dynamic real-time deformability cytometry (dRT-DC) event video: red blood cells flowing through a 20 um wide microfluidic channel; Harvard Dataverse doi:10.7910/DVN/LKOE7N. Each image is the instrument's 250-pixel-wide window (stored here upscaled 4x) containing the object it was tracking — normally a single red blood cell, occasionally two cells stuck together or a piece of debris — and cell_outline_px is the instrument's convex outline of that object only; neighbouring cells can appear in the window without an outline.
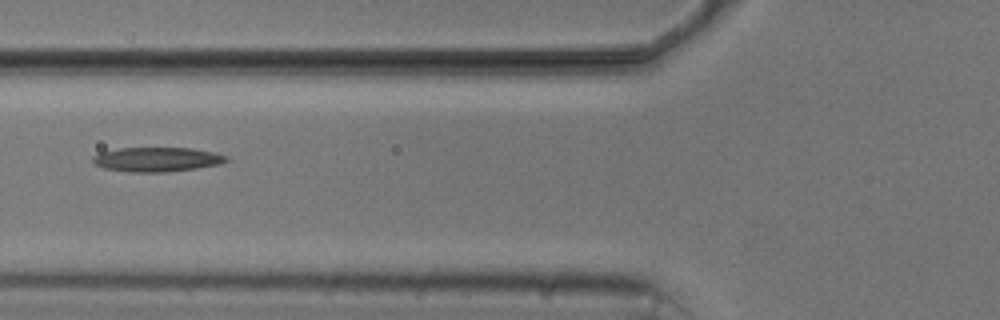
{"species": "common noctule bat (a hibernating species)", "species_latin": "Nyctalus noctula", "temperature_condition": "cold", "stored_images_in_passage": 6, "camera_frame_rate_fps": 3000, "um_per_image_px": 0.085, "animal": {"sex": "male", "body_mass_g": 20.5, "forearm_length_mm": 52.5}, "frame": {"image": 1, "passage_image": 3, "time_ms": 2.333, "image_size_px": [1000, 320], "cell_outline_px": [[228, 160], [220, 164], [196, 168], [164, 172], [128, 172], [104, 168], [96, 164], [92, 160], [92, 156], [100, 152], [120, 148], [192, 148], [212, 152], [228, 156]], "centroid_in_image_um": [13.33, 13.55], "position_along_channel_um": 112.5, "area_um2": 18.9}}
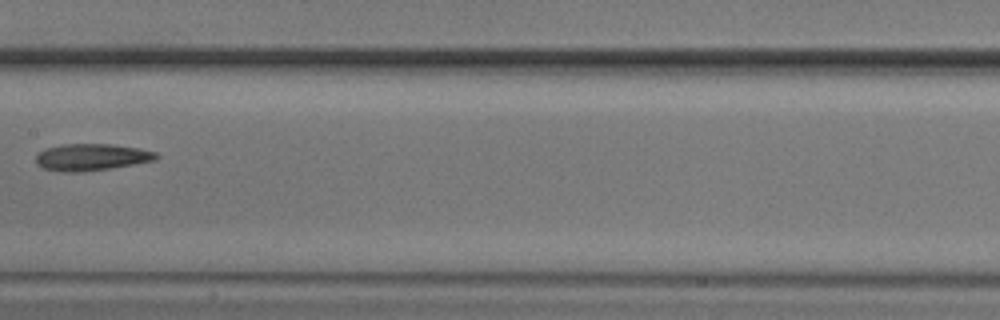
{"frame": {"image": 2, "passage_image": 5, "time_ms": 4.667, "image_size_px": [1000, 320], "cell_outline_px": [[160, 156], [156, 160], [112, 168], [76, 172], [64, 172], [44, 168], [36, 164], [36, 156], [44, 148], [64, 144], [112, 144], [140, 148], [156, 152]], "centroid_in_image_um": [7.8, 13.35], "position_along_channel_um": 199.6, "area_um2": 18.84}}
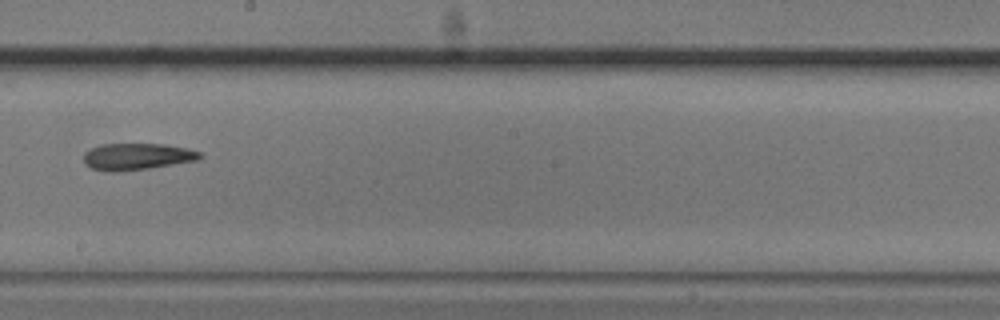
{"frame": {"image": 3, "passage_image": 6, "time_ms": 5.667, "image_size_px": [1000, 320], "cell_outline_px": [[204, 156], [200, 160], [148, 168], [120, 172], [108, 172], [92, 168], [84, 164], [84, 152], [100, 144], [164, 144], [188, 148], [204, 152]], "centroid_in_image_um": [11.69, 13.31], "position_along_channel_um": 236.5, "area_um2": 18.38}}